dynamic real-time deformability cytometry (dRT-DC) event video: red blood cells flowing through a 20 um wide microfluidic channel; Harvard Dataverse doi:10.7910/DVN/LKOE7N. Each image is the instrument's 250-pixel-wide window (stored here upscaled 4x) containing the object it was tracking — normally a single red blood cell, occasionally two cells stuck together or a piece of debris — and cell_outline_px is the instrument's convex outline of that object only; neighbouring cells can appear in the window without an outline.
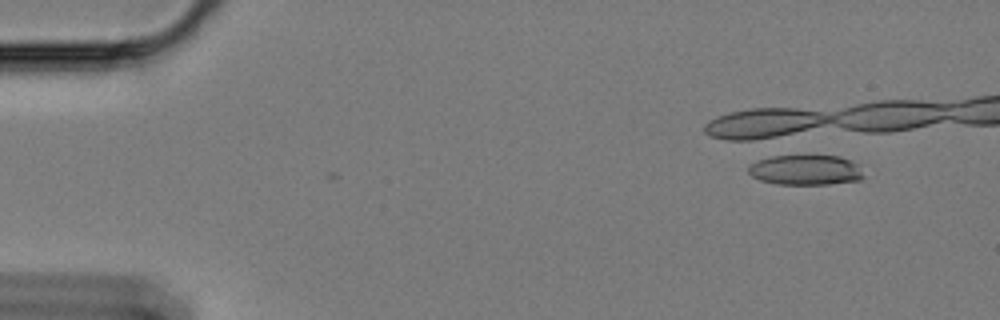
{"species": "Egyptian fruit bat (a non-hibernating species)", "species_latin": "Rousettus aegyptiacus", "temperature_condition": "cold", "stored_images_in_passage": 2, "camera_frame_rate_fps": 3000, "um_per_image_px": 0.085, "animal": {"sex": "female"}, "frame": {"image": 1, "passage_image": 1, "time_ms": 0.0, "image_size_px": [1000, 320], "cell_outline_px": [[864, 176], [860, 180], [828, 184], [776, 184], [760, 180], [752, 176], [748, 172], [748, 168], [752, 164], [760, 160], [772, 156], [840, 156], [852, 160], [856, 164]], "centroid_in_image_um": [68.49, 14.45], "position_along_channel_um": 16.5, "area_um2": 20.0}}